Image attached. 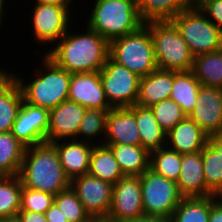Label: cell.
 <instances>
[{"label": "cell", "mask_w": 222, "mask_h": 222, "mask_svg": "<svg viewBox=\"0 0 222 222\" xmlns=\"http://www.w3.org/2000/svg\"><path fill=\"white\" fill-rule=\"evenodd\" d=\"M7 60H5V66L2 67V65L0 66V85L12 74V70L9 68H7L8 66H6V62ZM6 67V68H5ZM6 70V71H5Z\"/></svg>", "instance_id": "f6af8a7d"}, {"label": "cell", "mask_w": 222, "mask_h": 222, "mask_svg": "<svg viewBox=\"0 0 222 222\" xmlns=\"http://www.w3.org/2000/svg\"><path fill=\"white\" fill-rule=\"evenodd\" d=\"M150 109L157 123L166 133L187 116L181 107L170 98L154 104Z\"/></svg>", "instance_id": "d590c367"}, {"label": "cell", "mask_w": 222, "mask_h": 222, "mask_svg": "<svg viewBox=\"0 0 222 222\" xmlns=\"http://www.w3.org/2000/svg\"><path fill=\"white\" fill-rule=\"evenodd\" d=\"M53 203V194L22 186L20 210L44 214Z\"/></svg>", "instance_id": "8d00e7d4"}, {"label": "cell", "mask_w": 222, "mask_h": 222, "mask_svg": "<svg viewBox=\"0 0 222 222\" xmlns=\"http://www.w3.org/2000/svg\"><path fill=\"white\" fill-rule=\"evenodd\" d=\"M68 100L86 109H112L103 90L99 71L71 74Z\"/></svg>", "instance_id": "2e32d148"}, {"label": "cell", "mask_w": 222, "mask_h": 222, "mask_svg": "<svg viewBox=\"0 0 222 222\" xmlns=\"http://www.w3.org/2000/svg\"><path fill=\"white\" fill-rule=\"evenodd\" d=\"M23 100L21 87L11 74L0 85V133L12 130Z\"/></svg>", "instance_id": "cb8c5ba5"}, {"label": "cell", "mask_w": 222, "mask_h": 222, "mask_svg": "<svg viewBox=\"0 0 222 222\" xmlns=\"http://www.w3.org/2000/svg\"><path fill=\"white\" fill-rule=\"evenodd\" d=\"M33 56L41 59L38 61L39 66L36 65L34 71H30L29 77L25 75L23 78L16 69L11 73L21 87L25 102L51 110L68 100L71 73L57 66L45 54L34 53Z\"/></svg>", "instance_id": "7a4b0ae2"}, {"label": "cell", "mask_w": 222, "mask_h": 222, "mask_svg": "<svg viewBox=\"0 0 222 222\" xmlns=\"http://www.w3.org/2000/svg\"><path fill=\"white\" fill-rule=\"evenodd\" d=\"M90 3V12L84 14V24L109 42L145 24L138 12L136 0H94Z\"/></svg>", "instance_id": "277c9868"}, {"label": "cell", "mask_w": 222, "mask_h": 222, "mask_svg": "<svg viewBox=\"0 0 222 222\" xmlns=\"http://www.w3.org/2000/svg\"><path fill=\"white\" fill-rule=\"evenodd\" d=\"M70 186L90 217L108 215L112 204L113 184L87 173L72 179Z\"/></svg>", "instance_id": "8fae6325"}, {"label": "cell", "mask_w": 222, "mask_h": 222, "mask_svg": "<svg viewBox=\"0 0 222 222\" xmlns=\"http://www.w3.org/2000/svg\"><path fill=\"white\" fill-rule=\"evenodd\" d=\"M31 4L33 8L29 9L31 13L28 15V17L30 16L31 26L28 28H31V35L33 33V36L30 41L36 43L35 45L37 46L40 45L39 47L49 45L45 50H48L50 46L52 47L60 40L72 25L71 23L75 22L72 20H78L75 12L78 14L79 11L75 8L72 9L73 6H56L42 3ZM74 10L77 11L74 12Z\"/></svg>", "instance_id": "ba28073f"}, {"label": "cell", "mask_w": 222, "mask_h": 222, "mask_svg": "<svg viewBox=\"0 0 222 222\" xmlns=\"http://www.w3.org/2000/svg\"><path fill=\"white\" fill-rule=\"evenodd\" d=\"M104 145L111 149L124 176H140L149 169L150 152L142 146L128 144Z\"/></svg>", "instance_id": "d4e9b609"}, {"label": "cell", "mask_w": 222, "mask_h": 222, "mask_svg": "<svg viewBox=\"0 0 222 222\" xmlns=\"http://www.w3.org/2000/svg\"><path fill=\"white\" fill-rule=\"evenodd\" d=\"M87 222H93V217H91V219L89 221H87Z\"/></svg>", "instance_id": "681fc988"}, {"label": "cell", "mask_w": 222, "mask_h": 222, "mask_svg": "<svg viewBox=\"0 0 222 222\" xmlns=\"http://www.w3.org/2000/svg\"><path fill=\"white\" fill-rule=\"evenodd\" d=\"M104 144L141 146L135 115L128 108L108 111Z\"/></svg>", "instance_id": "d6986e66"}, {"label": "cell", "mask_w": 222, "mask_h": 222, "mask_svg": "<svg viewBox=\"0 0 222 222\" xmlns=\"http://www.w3.org/2000/svg\"><path fill=\"white\" fill-rule=\"evenodd\" d=\"M136 6L145 23L171 20L188 7L182 0H136Z\"/></svg>", "instance_id": "f546056e"}, {"label": "cell", "mask_w": 222, "mask_h": 222, "mask_svg": "<svg viewBox=\"0 0 222 222\" xmlns=\"http://www.w3.org/2000/svg\"><path fill=\"white\" fill-rule=\"evenodd\" d=\"M157 68L169 71H190L194 56L170 21H149Z\"/></svg>", "instance_id": "8992f818"}, {"label": "cell", "mask_w": 222, "mask_h": 222, "mask_svg": "<svg viewBox=\"0 0 222 222\" xmlns=\"http://www.w3.org/2000/svg\"><path fill=\"white\" fill-rule=\"evenodd\" d=\"M7 1V2H6ZM10 0H0V31H4V28L3 27H6L8 28V25H6L4 22L6 20H8L7 18H9V15H8V10L6 8H8L9 4H10ZM9 3V4H8ZM8 16V17H7ZM7 17V18H6ZM5 25V26H4ZM3 26V27H2Z\"/></svg>", "instance_id": "b9f144b4"}, {"label": "cell", "mask_w": 222, "mask_h": 222, "mask_svg": "<svg viewBox=\"0 0 222 222\" xmlns=\"http://www.w3.org/2000/svg\"><path fill=\"white\" fill-rule=\"evenodd\" d=\"M136 118L141 146L152 152L166 145V132L157 123L150 107L137 104L128 108Z\"/></svg>", "instance_id": "603a6c76"}, {"label": "cell", "mask_w": 222, "mask_h": 222, "mask_svg": "<svg viewBox=\"0 0 222 222\" xmlns=\"http://www.w3.org/2000/svg\"><path fill=\"white\" fill-rule=\"evenodd\" d=\"M26 146L12 132L0 133V176L19 174Z\"/></svg>", "instance_id": "f1b7e54d"}, {"label": "cell", "mask_w": 222, "mask_h": 222, "mask_svg": "<svg viewBox=\"0 0 222 222\" xmlns=\"http://www.w3.org/2000/svg\"><path fill=\"white\" fill-rule=\"evenodd\" d=\"M2 222H22L18 215L2 218Z\"/></svg>", "instance_id": "7dc6e473"}, {"label": "cell", "mask_w": 222, "mask_h": 222, "mask_svg": "<svg viewBox=\"0 0 222 222\" xmlns=\"http://www.w3.org/2000/svg\"><path fill=\"white\" fill-rule=\"evenodd\" d=\"M44 214L47 222H68L61 209L55 203Z\"/></svg>", "instance_id": "ab89813d"}, {"label": "cell", "mask_w": 222, "mask_h": 222, "mask_svg": "<svg viewBox=\"0 0 222 222\" xmlns=\"http://www.w3.org/2000/svg\"><path fill=\"white\" fill-rule=\"evenodd\" d=\"M109 57L139 77L157 69L153 41L146 22L138 30L110 41Z\"/></svg>", "instance_id": "5b68a950"}, {"label": "cell", "mask_w": 222, "mask_h": 222, "mask_svg": "<svg viewBox=\"0 0 222 222\" xmlns=\"http://www.w3.org/2000/svg\"><path fill=\"white\" fill-rule=\"evenodd\" d=\"M49 110L23 100L12 126V135L26 147L47 142Z\"/></svg>", "instance_id": "5bb4252c"}, {"label": "cell", "mask_w": 222, "mask_h": 222, "mask_svg": "<svg viewBox=\"0 0 222 222\" xmlns=\"http://www.w3.org/2000/svg\"><path fill=\"white\" fill-rule=\"evenodd\" d=\"M53 144L57 149L62 168L70 181L88 173L93 144L76 139H63L55 141Z\"/></svg>", "instance_id": "ac0fdd59"}, {"label": "cell", "mask_w": 222, "mask_h": 222, "mask_svg": "<svg viewBox=\"0 0 222 222\" xmlns=\"http://www.w3.org/2000/svg\"><path fill=\"white\" fill-rule=\"evenodd\" d=\"M188 7L197 6L201 0H182Z\"/></svg>", "instance_id": "c3c4849f"}, {"label": "cell", "mask_w": 222, "mask_h": 222, "mask_svg": "<svg viewBox=\"0 0 222 222\" xmlns=\"http://www.w3.org/2000/svg\"><path fill=\"white\" fill-rule=\"evenodd\" d=\"M22 222H47L45 214L19 210L18 214Z\"/></svg>", "instance_id": "60d3db41"}, {"label": "cell", "mask_w": 222, "mask_h": 222, "mask_svg": "<svg viewBox=\"0 0 222 222\" xmlns=\"http://www.w3.org/2000/svg\"><path fill=\"white\" fill-rule=\"evenodd\" d=\"M201 84L190 71H174L170 99L175 101L188 116L194 108Z\"/></svg>", "instance_id": "4316f807"}, {"label": "cell", "mask_w": 222, "mask_h": 222, "mask_svg": "<svg viewBox=\"0 0 222 222\" xmlns=\"http://www.w3.org/2000/svg\"><path fill=\"white\" fill-rule=\"evenodd\" d=\"M188 117L208 136L222 135V89L201 84Z\"/></svg>", "instance_id": "4fadbf2b"}, {"label": "cell", "mask_w": 222, "mask_h": 222, "mask_svg": "<svg viewBox=\"0 0 222 222\" xmlns=\"http://www.w3.org/2000/svg\"><path fill=\"white\" fill-rule=\"evenodd\" d=\"M170 21L194 57L222 49L220 29L197 6L187 7Z\"/></svg>", "instance_id": "52a82bcc"}, {"label": "cell", "mask_w": 222, "mask_h": 222, "mask_svg": "<svg viewBox=\"0 0 222 222\" xmlns=\"http://www.w3.org/2000/svg\"><path fill=\"white\" fill-rule=\"evenodd\" d=\"M125 222H170V221L164 218H160V217L142 215V216L136 217L132 220H128Z\"/></svg>", "instance_id": "ee69618b"}, {"label": "cell", "mask_w": 222, "mask_h": 222, "mask_svg": "<svg viewBox=\"0 0 222 222\" xmlns=\"http://www.w3.org/2000/svg\"><path fill=\"white\" fill-rule=\"evenodd\" d=\"M99 76L112 108H129L136 104L141 77L110 57L99 71Z\"/></svg>", "instance_id": "30bf717a"}, {"label": "cell", "mask_w": 222, "mask_h": 222, "mask_svg": "<svg viewBox=\"0 0 222 222\" xmlns=\"http://www.w3.org/2000/svg\"><path fill=\"white\" fill-rule=\"evenodd\" d=\"M108 111L94 108L86 109L76 140L93 145L104 144Z\"/></svg>", "instance_id": "4dcf8cb0"}, {"label": "cell", "mask_w": 222, "mask_h": 222, "mask_svg": "<svg viewBox=\"0 0 222 222\" xmlns=\"http://www.w3.org/2000/svg\"><path fill=\"white\" fill-rule=\"evenodd\" d=\"M22 186L57 195L70 187L53 143L28 146L18 174Z\"/></svg>", "instance_id": "3957f363"}, {"label": "cell", "mask_w": 222, "mask_h": 222, "mask_svg": "<svg viewBox=\"0 0 222 222\" xmlns=\"http://www.w3.org/2000/svg\"><path fill=\"white\" fill-rule=\"evenodd\" d=\"M144 215L140 176H124L113 185L109 217L125 222Z\"/></svg>", "instance_id": "7c38bea8"}, {"label": "cell", "mask_w": 222, "mask_h": 222, "mask_svg": "<svg viewBox=\"0 0 222 222\" xmlns=\"http://www.w3.org/2000/svg\"><path fill=\"white\" fill-rule=\"evenodd\" d=\"M75 23L76 20L50 49L44 51V47L38 48L32 54L38 52L45 54L57 66L71 74L100 71L109 58L110 42L86 24L82 25L83 27L85 25V29L79 28L78 31L76 26L75 31L73 27Z\"/></svg>", "instance_id": "6da1fadb"}, {"label": "cell", "mask_w": 222, "mask_h": 222, "mask_svg": "<svg viewBox=\"0 0 222 222\" xmlns=\"http://www.w3.org/2000/svg\"><path fill=\"white\" fill-rule=\"evenodd\" d=\"M177 185L183 198L214 195L206 187L202 151L182 154L181 170Z\"/></svg>", "instance_id": "e0dca14e"}, {"label": "cell", "mask_w": 222, "mask_h": 222, "mask_svg": "<svg viewBox=\"0 0 222 222\" xmlns=\"http://www.w3.org/2000/svg\"><path fill=\"white\" fill-rule=\"evenodd\" d=\"M206 187L216 196H222V135L208 136L202 149Z\"/></svg>", "instance_id": "7402d4cb"}, {"label": "cell", "mask_w": 222, "mask_h": 222, "mask_svg": "<svg viewBox=\"0 0 222 222\" xmlns=\"http://www.w3.org/2000/svg\"><path fill=\"white\" fill-rule=\"evenodd\" d=\"M208 222H222V196H210V215Z\"/></svg>", "instance_id": "f35d334b"}, {"label": "cell", "mask_w": 222, "mask_h": 222, "mask_svg": "<svg viewBox=\"0 0 222 222\" xmlns=\"http://www.w3.org/2000/svg\"><path fill=\"white\" fill-rule=\"evenodd\" d=\"M210 196L182 198L172 214L170 222H208Z\"/></svg>", "instance_id": "1f68e13d"}, {"label": "cell", "mask_w": 222, "mask_h": 222, "mask_svg": "<svg viewBox=\"0 0 222 222\" xmlns=\"http://www.w3.org/2000/svg\"><path fill=\"white\" fill-rule=\"evenodd\" d=\"M144 215L170 220L182 200L176 182L147 169L140 175Z\"/></svg>", "instance_id": "9c48e42d"}, {"label": "cell", "mask_w": 222, "mask_h": 222, "mask_svg": "<svg viewBox=\"0 0 222 222\" xmlns=\"http://www.w3.org/2000/svg\"><path fill=\"white\" fill-rule=\"evenodd\" d=\"M72 2L76 3V0H31V3H42L56 6H74Z\"/></svg>", "instance_id": "7bdbcfd3"}, {"label": "cell", "mask_w": 222, "mask_h": 222, "mask_svg": "<svg viewBox=\"0 0 222 222\" xmlns=\"http://www.w3.org/2000/svg\"><path fill=\"white\" fill-rule=\"evenodd\" d=\"M93 222H121V221L106 215V216H95V217H93Z\"/></svg>", "instance_id": "bcb514c9"}, {"label": "cell", "mask_w": 222, "mask_h": 222, "mask_svg": "<svg viewBox=\"0 0 222 222\" xmlns=\"http://www.w3.org/2000/svg\"><path fill=\"white\" fill-rule=\"evenodd\" d=\"M174 83V71L156 69L141 77L136 104L151 107L164 99L170 98Z\"/></svg>", "instance_id": "44dd1931"}, {"label": "cell", "mask_w": 222, "mask_h": 222, "mask_svg": "<svg viewBox=\"0 0 222 222\" xmlns=\"http://www.w3.org/2000/svg\"><path fill=\"white\" fill-rule=\"evenodd\" d=\"M85 112V107L70 100H65L49 110L47 142L76 139Z\"/></svg>", "instance_id": "9a60e30c"}, {"label": "cell", "mask_w": 222, "mask_h": 222, "mask_svg": "<svg viewBox=\"0 0 222 222\" xmlns=\"http://www.w3.org/2000/svg\"><path fill=\"white\" fill-rule=\"evenodd\" d=\"M208 135L188 116L166 133V147L181 154L202 151Z\"/></svg>", "instance_id": "ffe728a7"}, {"label": "cell", "mask_w": 222, "mask_h": 222, "mask_svg": "<svg viewBox=\"0 0 222 222\" xmlns=\"http://www.w3.org/2000/svg\"><path fill=\"white\" fill-rule=\"evenodd\" d=\"M54 203L61 209L68 222H87L91 219L71 186L54 195Z\"/></svg>", "instance_id": "e575fe53"}, {"label": "cell", "mask_w": 222, "mask_h": 222, "mask_svg": "<svg viewBox=\"0 0 222 222\" xmlns=\"http://www.w3.org/2000/svg\"><path fill=\"white\" fill-rule=\"evenodd\" d=\"M181 162L182 154L165 146L150 152L149 169L177 183Z\"/></svg>", "instance_id": "d6a6232c"}, {"label": "cell", "mask_w": 222, "mask_h": 222, "mask_svg": "<svg viewBox=\"0 0 222 222\" xmlns=\"http://www.w3.org/2000/svg\"><path fill=\"white\" fill-rule=\"evenodd\" d=\"M197 7L220 29L222 34V0H201Z\"/></svg>", "instance_id": "74e56055"}, {"label": "cell", "mask_w": 222, "mask_h": 222, "mask_svg": "<svg viewBox=\"0 0 222 222\" xmlns=\"http://www.w3.org/2000/svg\"><path fill=\"white\" fill-rule=\"evenodd\" d=\"M21 191L22 183L18 175L0 176V218L18 214Z\"/></svg>", "instance_id": "836d02e7"}, {"label": "cell", "mask_w": 222, "mask_h": 222, "mask_svg": "<svg viewBox=\"0 0 222 222\" xmlns=\"http://www.w3.org/2000/svg\"><path fill=\"white\" fill-rule=\"evenodd\" d=\"M88 174L113 185L124 177L111 149L104 144L94 145L90 156Z\"/></svg>", "instance_id": "484cf974"}, {"label": "cell", "mask_w": 222, "mask_h": 222, "mask_svg": "<svg viewBox=\"0 0 222 222\" xmlns=\"http://www.w3.org/2000/svg\"><path fill=\"white\" fill-rule=\"evenodd\" d=\"M191 71L200 84L222 89V49L194 57Z\"/></svg>", "instance_id": "83f0119b"}]
</instances>
